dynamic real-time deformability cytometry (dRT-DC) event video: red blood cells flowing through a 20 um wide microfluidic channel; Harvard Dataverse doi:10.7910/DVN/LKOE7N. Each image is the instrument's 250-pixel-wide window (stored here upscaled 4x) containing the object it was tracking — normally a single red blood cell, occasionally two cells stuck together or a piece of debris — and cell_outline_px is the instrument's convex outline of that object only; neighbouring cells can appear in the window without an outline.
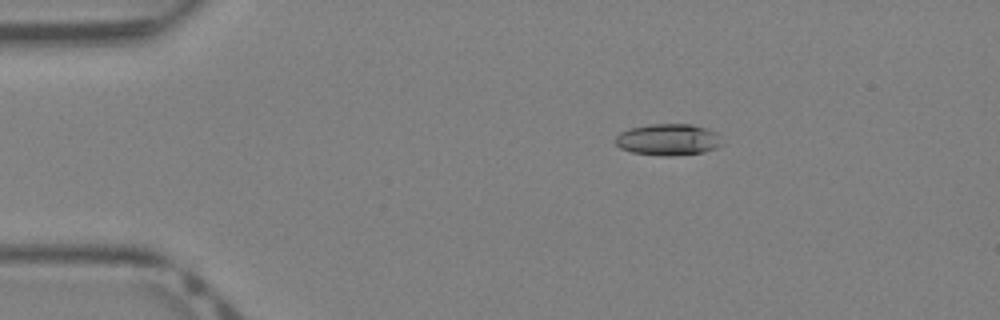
{"species": "Egyptian fruit bat (a non-hibernating species)", "species_latin": "Rousettus aegyptiacus", "temperature_condition": "warm", "stored_images_in_passage": 41, "camera_frame_rate_fps": 3000, "um_per_image_px": 0.085, "animal": {"sex": "female"}, "frame": {"image": 1, "passage_image": 8, "time_ms": 2.333, "image_size_px": [1000, 320], "cell_outline_px": [[724, 144], [716, 148], [704, 152], [672, 156], [664, 156], [632, 152], [620, 148], [616, 144], [616, 136], [620, 132], [628, 128], [648, 124], [692, 124], [716, 132]], "centroid_in_image_um": [56.79, 11.86], "position_along_channel_um": 28.2, "area_um2": 19.71}}
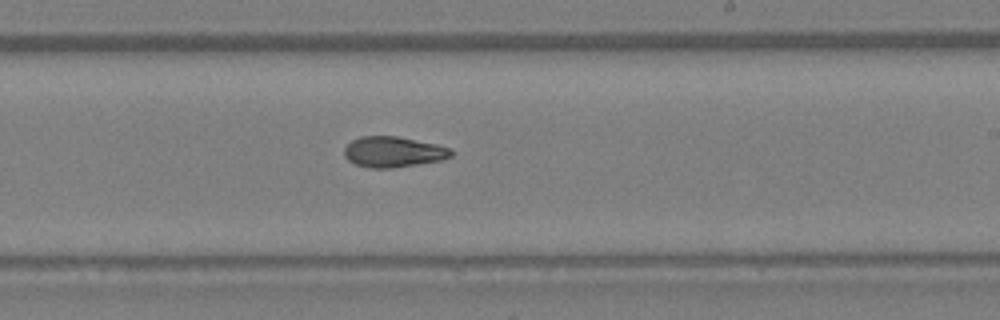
{"frame": {"image": 2, "passage_image": 25, "time_ms": 8.0, "image_size_px": [1000, 320], "cell_outline_px": [[452, 156], [444, 160], [392, 168], [368, 168], [356, 164], [348, 160], [344, 156], [344, 148], [352, 140], [360, 136], [396, 136], [436, 144], [452, 148]], "centroid_in_image_um": [33.44, 12.91], "position_along_channel_um": 255.6, "area_um2": 19.19}}
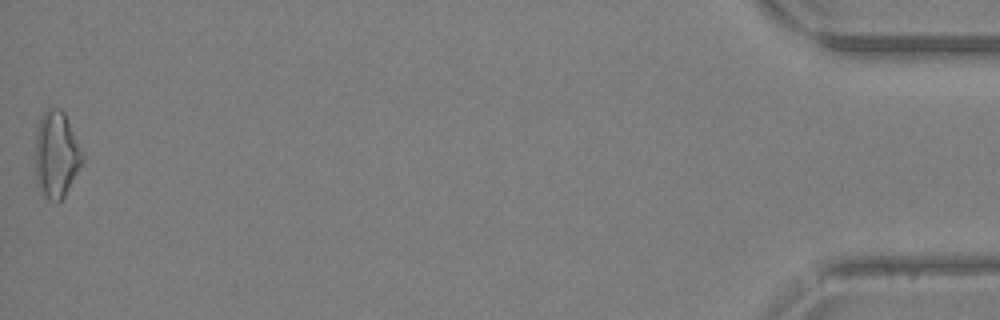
{"frame": {"image": 3, "passage_image": 41, "time_ms": 13.333, "image_size_px": [1000, 320], "cell_outline_px": [[84, 160], [64, 196], [56, 204], [48, 200], [40, 192], [36, 180], [36, 132], [40, 116], [48, 108], [60, 108], [64, 112], [84, 156]], "centroid_in_image_um": [4.78, 13.16], "position_along_channel_um": 430.4, "area_um2": 23.7}}